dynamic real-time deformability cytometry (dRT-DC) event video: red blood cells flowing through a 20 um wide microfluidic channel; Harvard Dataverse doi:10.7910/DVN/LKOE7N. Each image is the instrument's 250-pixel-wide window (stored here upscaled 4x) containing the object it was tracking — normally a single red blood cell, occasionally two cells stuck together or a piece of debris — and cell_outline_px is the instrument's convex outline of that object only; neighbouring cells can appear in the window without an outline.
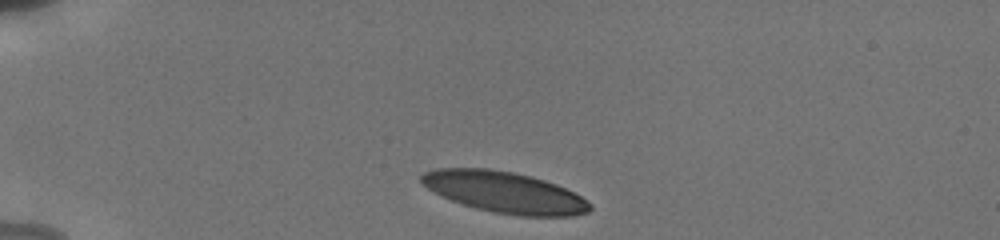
{"species": "human", "species_latin": "Homo sapiens", "temperature_condition": "cold", "stored_images_in_passage": 13, "camera_frame_rate_fps": 3000, "um_per_image_px": 0.085, "donor": {"sex": "male"}, "frame": {"image": 1, "passage_image": 1, "time_ms": 0.0, "image_size_px": [1000, 240], "cell_outline_px": [[592, 208], [588, 212], [572, 216], [520, 216], [492, 212], [476, 208], [452, 200], [428, 188], [420, 180], [420, 176], [424, 172], [436, 168], [488, 168], [512, 172], [544, 180], [556, 184], [580, 196], [592, 204]], "centroid_in_image_um": [42.9, 16.34], "position_along_channel_um": 42.1, "area_um2": 40.06}}
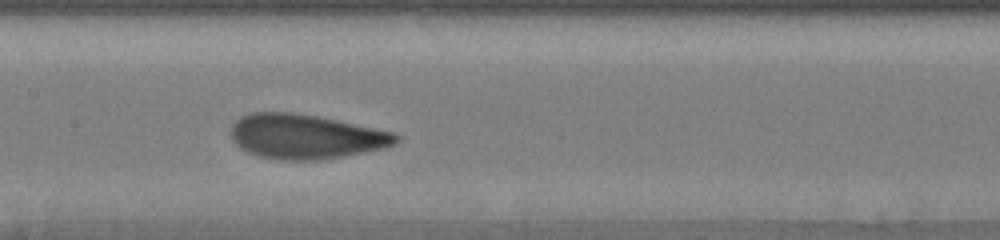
{"frame": {"image": 2, "passage_image": 8, "time_ms": 5.0, "image_size_px": [1000, 240], "cell_outline_px": [[400, 140], [396, 144], [388, 148], [344, 156], [320, 160], [280, 160], [260, 156], [248, 152], [240, 148], [232, 140], [232, 124], [240, 116], [248, 112], [292, 112], [316, 116], [396, 132], [400, 136]], "centroid_in_image_um": [26.02, 11.61], "position_along_channel_um": 181.4, "area_um2": 43.23}}
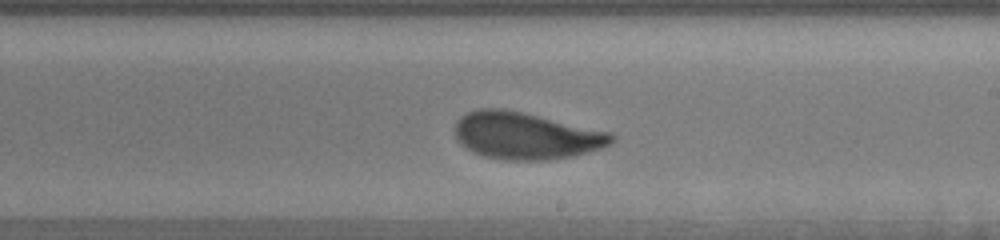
{"frame": {"image": 3, "passage_image": 11, "time_ms": 6.667, "image_size_px": [1000, 240], "cell_outline_px": [[616, 140], [612, 144], [600, 148], [572, 156], [548, 160], [504, 160], [484, 156], [460, 144], [456, 136], [456, 120], [460, 116], [468, 112], [480, 108], [500, 108], [524, 112], [612, 132], [616, 136]], "centroid_in_image_um": [44.73, 11.52], "position_along_channel_um": 244.3, "area_um2": 43.0}}